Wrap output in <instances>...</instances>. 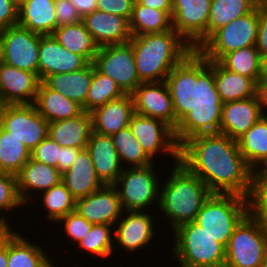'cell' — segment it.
I'll list each match as a JSON object with an SVG mask.
<instances>
[{"mask_svg": "<svg viewBox=\"0 0 267 267\" xmlns=\"http://www.w3.org/2000/svg\"><path fill=\"white\" fill-rule=\"evenodd\" d=\"M93 131L92 115L83 111L73 118L49 123L48 136L61 147L86 149Z\"/></svg>", "mask_w": 267, "mask_h": 267, "instance_id": "cell-26", "label": "cell"}, {"mask_svg": "<svg viewBox=\"0 0 267 267\" xmlns=\"http://www.w3.org/2000/svg\"><path fill=\"white\" fill-rule=\"evenodd\" d=\"M248 213V198L211 193L197 213L195 222L226 248L234 228Z\"/></svg>", "mask_w": 267, "mask_h": 267, "instance_id": "cell-6", "label": "cell"}, {"mask_svg": "<svg viewBox=\"0 0 267 267\" xmlns=\"http://www.w3.org/2000/svg\"><path fill=\"white\" fill-rule=\"evenodd\" d=\"M155 167L154 163L145 167H124L113 184L123 211H147L154 203L158 209L161 185L158 176L161 174H156L158 170Z\"/></svg>", "mask_w": 267, "mask_h": 267, "instance_id": "cell-8", "label": "cell"}, {"mask_svg": "<svg viewBox=\"0 0 267 267\" xmlns=\"http://www.w3.org/2000/svg\"><path fill=\"white\" fill-rule=\"evenodd\" d=\"M8 262V233L0 242V267H7Z\"/></svg>", "mask_w": 267, "mask_h": 267, "instance_id": "cell-54", "label": "cell"}, {"mask_svg": "<svg viewBox=\"0 0 267 267\" xmlns=\"http://www.w3.org/2000/svg\"><path fill=\"white\" fill-rule=\"evenodd\" d=\"M261 267H267V251H266L265 258H264V260L262 262Z\"/></svg>", "mask_w": 267, "mask_h": 267, "instance_id": "cell-60", "label": "cell"}, {"mask_svg": "<svg viewBox=\"0 0 267 267\" xmlns=\"http://www.w3.org/2000/svg\"><path fill=\"white\" fill-rule=\"evenodd\" d=\"M176 117L175 139L180 146L200 134L220 133L223 102L214 78V60L193 50L167 75Z\"/></svg>", "mask_w": 267, "mask_h": 267, "instance_id": "cell-1", "label": "cell"}, {"mask_svg": "<svg viewBox=\"0 0 267 267\" xmlns=\"http://www.w3.org/2000/svg\"><path fill=\"white\" fill-rule=\"evenodd\" d=\"M125 95L116 82L109 76L100 73L93 64V77L85 102V111L92 112L95 108Z\"/></svg>", "mask_w": 267, "mask_h": 267, "instance_id": "cell-41", "label": "cell"}, {"mask_svg": "<svg viewBox=\"0 0 267 267\" xmlns=\"http://www.w3.org/2000/svg\"><path fill=\"white\" fill-rule=\"evenodd\" d=\"M39 83L35 73L0 63V101L3 104H33Z\"/></svg>", "mask_w": 267, "mask_h": 267, "instance_id": "cell-19", "label": "cell"}, {"mask_svg": "<svg viewBox=\"0 0 267 267\" xmlns=\"http://www.w3.org/2000/svg\"><path fill=\"white\" fill-rule=\"evenodd\" d=\"M25 206L19 198L17 192L16 175L0 171V216L10 225L9 217L3 216L8 211ZM7 212V213H6Z\"/></svg>", "mask_w": 267, "mask_h": 267, "instance_id": "cell-43", "label": "cell"}, {"mask_svg": "<svg viewBox=\"0 0 267 267\" xmlns=\"http://www.w3.org/2000/svg\"><path fill=\"white\" fill-rule=\"evenodd\" d=\"M261 78L267 79V55L262 57V74Z\"/></svg>", "mask_w": 267, "mask_h": 267, "instance_id": "cell-56", "label": "cell"}, {"mask_svg": "<svg viewBox=\"0 0 267 267\" xmlns=\"http://www.w3.org/2000/svg\"><path fill=\"white\" fill-rule=\"evenodd\" d=\"M88 64L89 62L83 56L69 52L52 35H41L38 65L40 81L51 74L81 70Z\"/></svg>", "mask_w": 267, "mask_h": 267, "instance_id": "cell-18", "label": "cell"}, {"mask_svg": "<svg viewBox=\"0 0 267 267\" xmlns=\"http://www.w3.org/2000/svg\"><path fill=\"white\" fill-rule=\"evenodd\" d=\"M82 21L99 47L127 43L132 37L129 21L122 16L95 10Z\"/></svg>", "mask_w": 267, "mask_h": 267, "instance_id": "cell-21", "label": "cell"}, {"mask_svg": "<svg viewBox=\"0 0 267 267\" xmlns=\"http://www.w3.org/2000/svg\"><path fill=\"white\" fill-rule=\"evenodd\" d=\"M211 0H172V28L197 50L207 40Z\"/></svg>", "mask_w": 267, "mask_h": 267, "instance_id": "cell-12", "label": "cell"}, {"mask_svg": "<svg viewBox=\"0 0 267 267\" xmlns=\"http://www.w3.org/2000/svg\"><path fill=\"white\" fill-rule=\"evenodd\" d=\"M113 230L114 226L111 225L93 224L88 234L78 242L76 247L79 246L77 248L85 251L86 254L90 253L94 257L106 260L111 255H115L113 250L117 247L114 245Z\"/></svg>", "mask_w": 267, "mask_h": 267, "instance_id": "cell-40", "label": "cell"}, {"mask_svg": "<svg viewBox=\"0 0 267 267\" xmlns=\"http://www.w3.org/2000/svg\"><path fill=\"white\" fill-rule=\"evenodd\" d=\"M93 77V62L81 70L51 74L42 82L50 89L77 102L85 111V102Z\"/></svg>", "mask_w": 267, "mask_h": 267, "instance_id": "cell-28", "label": "cell"}, {"mask_svg": "<svg viewBox=\"0 0 267 267\" xmlns=\"http://www.w3.org/2000/svg\"><path fill=\"white\" fill-rule=\"evenodd\" d=\"M256 6L255 0H211L207 39L217 29L250 13Z\"/></svg>", "mask_w": 267, "mask_h": 267, "instance_id": "cell-35", "label": "cell"}, {"mask_svg": "<svg viewBox=\"0 0 267 267\" xmlns=\"http://www.w3.org/2000/svg\"><path fill=\"white\" fill-rule=\"evenodd\" d=\"M167 181L160 185V214L168 219L171 230L180 225L195 221L204 201L211 192L206 184L196 175L189 172L180 162L172 167Z\"/></svg>", "mask_w": 267, "mask_h": 267, "instance_id": "cell-4", "label": "cell"}, {"mask_svg": "<svg viewBox=\"0 0 267 267\" xmlns=\"http://www.w3.org/2000/svg\"><path fill=\"white\" fill-rule=\"evenodd\" d=\"M31 151L11 133L0 129V171L16 175L28 162Z\"/></svg>", "mask_w": 267, "mask_h": 267, "instance_id": "cell-37", "label": "cell"}, {"mask_svg": "<svg viewBox=\"0 0 267 267\" xmlns=\"http://www.w3.org/2000/svg\"><path fill=\"white\" fill-rule=\"evenodd\" d=\"M17 1V3L19 4L20 2H22V1H24V0H16Z\"/></svg>", "mask_w": 267, "mask_h": 267, "instance_id": "cell-63", "label": "cell"}, {"mask_svg": "<svg viewBox=\"0 0 267 267\" xmlns=\"http://www.w3.org/2000/svg\"><path fill=\"white\" fill-rule=\"evenodd\" d=\"M38 194L42 199V209L46 212L44 219L52 222H57L61 217L75 211L76 199L62 181L51 187L49 190Z\"/></svg>", "mask_w": 267, "mask_h": 267, "instance_id": "cell-39", "label": "cell"}, {"mask_svg": "<svg viewBox=\"0 0 267 267\" xmlns=\"http://www.w3.org/2000/svg\"><path fill=\"white\" fill-rule=\"evenodd\" d=\"M1 34L3 38V62L38 76L41 35L18 24L1 30Z\"/></svg>", "mask_w": 267, "mask_h": 267, "instance_id": "cell-14", "label": "cell"}, {"mask_svg": "<svg viewBox=\"0 0 267 267\" xmlns=\"http://www.w3.org/2000/svg\"><path fill=\"white\" fill-rule=\"evenodd\" d=\"M18 228L8 232V262L7 267H49L54 261L43 249L42 244H36L19 234ZM36 245H35V244ZM47 253V254H46Z\"/></svg>", "mask_w": 267, "mask_h": 267, "instance_id": "cell-29", "label": "cell"}, {"mask_svg": "<svg viewBox=\"0 0 267 267\" xmlns=\"http://www.w3.org/2000/svg\"><path fill=\"white\" fill-rule=\"evenodd\" d=\"M140 5L166 11L172 17V0H136Z\"/></svg>", "mask_w": 267, "mask_h": 267, "instance_id": "cell-52", "label": "cell"}, {"mask_svg": "<svg viewBox=\"0 0 267 267\" xmlns=\"http://www.w3.org/2000/svg\"><path fill=\"white\" fill-rule=\"evenodd\" d=\"M18 25L40 35H52L58 27L55 0H24L18 7Z\"/></svg>", "mask_w": 267, "mask_h": 267, "instance_id": "cell-27", "label": "cell"}, {"mask_svg": "<svg viewBox=\"0 0 267 267\" xmlns=\"http://www.w3.org/2000/svg\"><path fill=\"white\" fill-rule=\"evenodd\" d=\"M111 138L122 166L124 163L126 168L145 167L153 164L154 161L146 155L141 144L135 135L132 134L129 126L114 133L111 135Z\"/></svg>", "mask_w": 267, "mask_h": 267, "instance_id": "cell-38", "label": "cell"}, {"mask_svg": "<svg viewBox=\"0 0 267 267\" xmlns=\"http://www.w3.org/2000/svg\"><path fill=\"white\" fill-rule=\"evenodd\" d=\"M93 64L100 73L112 78L125 94H131L142 83L130 41L99 47Z\"/></svg>", "mask_w": 267, "mask_h": 267, "instance_id": "cell-10", "label": "cell"}, {"mask_svg": "<svg viewBox=\"0 0 267 267\" xmlns=\"http://www.w3.org/2000/svg\"><path fill=\"white\" fill-rule=\"evenodd\" d=\"M248 207L249 214L267 221V171L261 168L252 170Z\"/></svg>", "mask_w": 267, "mask_h": 267, "instance_id": "cell-42", "label": "cell"}, {"mask_svg": "<svg viewBox=\"0 0 267 267\" xmlns=\"http://www.w3.org/2000/svg\"><path fill=\"white\" fill-rule=\"evenodd\" d=\"M129 128L152 161L163 152L173 159L174 164L179 162V145L175 139L174 129L166 122L134 113Z\"/></svg>", "mask_w": 267, "mask_h": 267, "instance_id": "cell-11", "label": "cell"}, {"mask_svg": "<svg viewBox=\"0 0 267 267\" xmlns=\"http://www.w3.org/2000/svg\"><path fill=\"white\" fill-rule=\"evenodd\" d=\"M255 96L263 114L267 115V79L261 78L256 83Z\"/></svg>", "mask_w": 267, "mask_h": 267, "instance_id": "cell-51", "label": "cell"}, {"mask_svg": "<svg viewBox=\"0 0 267 267\" xmlns=\"http://www.w3.org/2000/svg\"><path fill=\"white\" fill-rule=\"evenodd\" d=\"M49 267H57V264L56 265H54V263L51 265V266H49ZM76 267H79V266H76Z\"/></svg>", "mask_w": 267, "mask_h": 267, "instance_id": "cell-62", "label": "cell"}, {"mask_svg": "<svg viewBox=\"0 0 267 267\" xmlns=\"http://www.w3.org/2000/svg\"><path fill=\"white\" fill-rule=\"evenodd\" d=\"M61 181L76 200L104 186L86 149L81 150L71 167L62 173Z\"/></svg>", "mask_w": 267, "mask_h": 267, "instance_id": "cell-25", "label": "cell"}, {"mask_svg": "<svg viewBox=\"0 0 267 267\" xmlns=\"http://www.w3.org/2000/svg\"><path fill=\"white\" fill-rule=\"evenodd\" d=\"M264 116L256 96L223 103L220 133L237 140Z\"/></svg>", "mask_w": 267, "mask_h": 267, "instance_id": "cell-20", "label": "cell"}, {"mask_svg": "<svg viewBox=\"0 0 267 267\" xmlns=\"http://www.w3.org/2000/svg\"><path fill=\"white\" fill-rule=\"evenodd\" d=\"M258 5L248 14L217 29L197 50L207 59L219 61L225 54L256 46Z\"/></svg>", "mask_w": 267, "mask_h": 267, "instance_id": "cell-9", "label": "cell"}, {"mask_svg": "<svg viewBox=\"0 0 267 267\" xmlns=\"http://www.w3.org/2000/svg\"><path fill=\"white\" fill-rule=\"evenodd\" d=\"M57 223L58 225L60 223L63 224V230H65V234L68 236L67 238H71L74 243L77 242L76 244L88 234L93 225L83 218L76 210L61 217Z\"/></svg>", "mask_w": 267, "mask_h": 267, "instance_id": "cell-44", "label": "cell"}, {"mask_svg": "<svg viewBox=\"0 0 267 267\" xmlns=\"http://www.w3.org/2000/svg\"><path fill=\"white\" fill-rule=\"evenodd\" d=\"M172 233L170 251L180 267L225 266V247L195 221L180 225Z\"/></svg>", "mask_w": 267, "mask_h": 267, "instance_id": "cell-5", "label": "cell"}, {"mask_svg": "<svg viewBox=\"0 0 267 267\" xmlns=\"http://www.w3.org/2000/svg\"><path fill=\"white\" fill-rule=\"evenodd\" d=\"M137 74L142 83L165 81L170 71L193 51L175 29L132 36Z\"/></svg>", "mask_w": 267, "mask_h": 267, "instance_id": "cell-3", "label": "cell"}, {"mask_svg": "<svg viewBox=\"0 0 267 267\" xmlns=\"http://www.w3.org/2000/svg\"><path fill=\"white\" fill-rule=\"evenodd\" d=\"M131 95L135 113L160 119L175 130L173 102L165 81L141 83Z\"/></svg>", "mask_w": 267, "mask_h": 267, "instance_id": "cell-16", "label": "cell"}, {"mask_svg": "<svg viewBox=\"0 0 267 267\" xmlns=\"http://www.w3.org/2000/svg\"><path fill=\"white\" fill-rule=\"evenodd\" d=\"M151 213L147 211H123L121 218L114 226V244L119 245V248L126 250L125 253L136 252L143 247H150L155 232L154 228L156 218L153 219ZM116 227V228H115ZM148 245V246H147Z\"/></svg>", "mask_w": 267, "mask_h": 267, "instance_id": "cell-15", "label": "cell"}, {"mask_svg": "<svg viewBox=\"0 0 267 267\" xmlns=\"http://www.w3.org/2000/svg\"><path fill=\"white\" fill-rule=\"evenodd\" d=\"M256 5L267 6V0H255Z\"/></svg>", "mask_w": 267, "mask_h": 267, "instance_id": "cell-59", "label": "cell"}, {"mask_svg": "<svg viewBox=\"0 0 267 267\" xmlns=\"http://www.w3.org/2000/svg\"><path fill=\"white\" fill-rule=\"evenodd\" d=\"M218 62L227 70L251 78L255 83L261 79L262 57L256 46L231 51Z\"/></svg>", "mask_w": 267, "mask_h": 267, "instance_id": "cell-36", "label": "cell"}, {"mask_svg": "<svg viewBox=\"0 0 267 267\" xmlns=\"http://www.w3.org/2000/svg\"><path fill=\"white\" fill-rule=\"evenodd\" d=\"M1 128L21 140L32 151L48 136L49 123L33 104L5 105Z\"/></svg>", "mask_w": 267, "mask_h": 267, "instance_id": "cell-13", "label": "cell"}, {"mask_svg": "<svg viewBox=\"0 0 267 267\" xmlns=\"http://www.w3.org/2000/svg\"><path fill=\"white\" fill-rule=\"evenodd\" d=\"M4 108H5V104H3L0 101V129H1V125H2V114H3Z\"/></svg>", "mask_w": 267, "mask_h": 267, "instance_id": "cell-58", "label": "cell"}, {"mask_svg": "<svg viewBox=\"0 0 267 267\" xmlns=\"http://www.w3.org/2000/svg\"><path fill=\"white\" fill-rule=\"evenodd\" d=\"M83 18L86 14L92 13L97 8V0H70Z\"/></svg>", "mask_w": 267, "mask_h": 267, "instance_id": "cell-53", "label": "cell"}, {"mask_svg": "<svg viewBox=\"0 0 267 267\" xmlns=\"http://www.w3.org/2000/svg\"><path fill=\"white\" fill-rule=\"evenodd\" d=\"M33 105L48 123L73 118L84 111L77 102L48 88L42 81L38 85Z\"/></svg>", "mask_w": 267, "mask_h": 267, "instance_id": "cell-30", "label": "cell"}, {"mask_svg": "<svg viewBox=\"0 0 267 267\" xmlns=\"http://www.w3.org/2000/svg\"><path fill=\"white\" fill-rule=\"evenodd\" d=\"M214 78L223 103L255 96L256 83L246 76L234 73L214 61Z\"/></svg>", "mask_w": 267, "mask_h": 267, "instance_id": "cell-33", "label": "cell"}, {"mask_svg": "<svg viewBox=\"0 0 267 267\" xmlns=\"http://www.w3.org/2000/svg\"><path fill=\"white\" fill-rule=\"evenodd\" d=\"M256 48L261 57L267 55V6L258 5V35Z\"/></svg>", "mask_w": 267, "mask_h": 267, "instance_id": "cell-49", "label": "cell"}, {"mask_svg": "<svg viewBox=\"0 0 267 267\" xmlns=\"http://www.w3.org/2000/svg\"><path fill=\"white\" fill-rule=\"evenodd\" d=\"M61 177L62 173L56 167L30 158L16 174L17 192L20 200L26 207L31 204L32 199H35L32 198L34 197L32 196L33 193L37 194L49 190L61 181Z\"/></svg>", "mask_w": 267, "mask_h": 267, "instance_id": "cell-22", "label": "cell"}, {"mask_svg": "<svg viewBox=\"0 0 267 267\" xmlns=\"http://www.w3.org/2000/svg\"><path fill=\"white\" fill-rule=\"evenodd\" d=\"M237 143L247 165L252 170L261 168L267 162V115L240 136Z\"/></svg>", "mask_w": 267, "mask_h": 267, "instance_id": "cell-31", "label": "cell"}, {"mask_svg": "<svg viewBox=\"0 0 267 267\" xmlns=\"http://www.w3.org/2000/svg\"><path fill=\"white\" fill-rule=\"evenodd\" d=\"M3 62V38L0 30V63Z\"/></svg>", "mask_w": 267, "mask_h": 267, "instance_id": "cell-57", "label": "cell"}, {"mask_svg": "<svg viewBox=\"0 0 267 267\" xmlns=\"http://www.w3.org/2000/svg\"><path fill=\"white\" fill-rule=\"evenodd\" d=\"M61 146L51 137L47 136L32 151L30 158L57 168L60 162Z\"/></svg>", "mask_w": 267, "mask_h": 267, "instance_id": "cell-45", "label": "cell"}, {"mask_svg": "<svg viewBox=\"0 0 267 267\" xmlns=\"http://www.w3.org/2000/svg\"><path fill=\"white\" fill-rule=\"evenodd\" d=\"M267 251V221L247 214L225 248L224 267H261Z\"/></svg>", "mask_w": 267, "mask_h": 267, "instance_id": "cell-7", "label": "cell"}, {"mask_svg": "<svg viewBox=\"0 0 267 267\" xmlns=\"http://www.w3.org/2000/svg\"><path fill=\"white\" fill-rule=\"evenodd\" d=\"M52 36L69 52L83 56L89 63L94 61L99 46L86 30L83 21L57 27Z\"/></svg>", "mask_w": 267, "mask_h": 267, "instance_id": "cell-32", "label": "cell"}, {"mask_svg": "<svg viewBox=\"0 0 267 267\" xmlns=\"http://www.w3.org/2000/svg\"><path fill=\"white\" fill-rule=\"evenodd\" d=\"M135 0H97L96 10L122 16L130 21Z\"/></svg>", "mask_w": 267, "mask_h": 267, "instance_id": "cell-47", "label": "cell"}, {"mask_svg": "<svg viewBox=\"0 0 267 267\" xmlns=\"http://www.w3.org/2000/svg\"><path fill=\"white\" fill-rule=\"evenodd\" d=\"M75 210L92 224L111 226H115L123 214L117 189L113 185H104L94 193L77 199Z\"/></svg>", "mask_w": 267, "mask_h": 267, "instance_id": "cell-17", "label": "cell"}, {"mask_svg": "<svg viewBox=\"0 0 267 267\" xmlns=\"http://www.w3.org/2000/svg\"><path fill=\"white\" fill-rule=\"evenodd\" d=\"M98 178L104 185H113L125 166H122L111 136L92 131L86 146Z\"/></svg>", "mask_w": 267, "mask_h": 267, "instance_id": "cell-23", "label": "cell"}, {"mask_svg": "<svg viewBox=\"0 0 267 267\" xmlns=\"http://www.w3.org/2000/svg\"><path fill=\"white\" fill-rule=\"evenodd\" d=\"M11 227L1 216H0V238H3L11 229Z\"/></svg>", "mask_w": 267, "mask_h": 267, "instance_id": "cell-55", "label": "cell"}, {"mask_svg": "<svg viewBox=\"0 0 267 267\" xmlns=\"http://www.w3.org/2000/svg\"><path fill=\"white\" fill-rule=\"evenodd\" d=\"M18 7L16 0H0V30L17 25Z\"/></svg>", "mask_w": 267, "mask_h": 267, "instance_id": "cell-48", "label": "cell"}, {"mask_svg": "<svg viewBox=\"0 0 267 267\" xmlns=\"http://www.w3.org/2000/svg\"><path fill=\"white\" fill-rule=\"evenodd\" d=\"M55 14L58 27L82 21L81 15L70 0H55Z\"/></svg>", "mask_w": 267, "mask_h": 267, "instance_id": "cell-46", "label": "cell"}, {"mask_svg": "<svg viewBox=\"0 0 267 267\" xmlns=\"http://www.w3.org/2000/svg\"><path fill=\"white\" fill-rule=\"evenodd\" d=\"M179 162L198 176L211 193L248 198L252 169L244 160L237 140L227 135L200 134L179 146Z\"/></svg>", "mask_w": 267, "mask_h": 267, "instance_id": "cell-2", "label": "cell"}, {"mask_svg": "<svg viewBox=\"0 0 267 267\" xmlns=\"http://www.w3.org/2000/svg\"><path fill=\"white\" fill-rule=\"evenodd\" d=\"M90 113L93 131L101 135L111 136L129 126L131 117L135 113L133 97L131 94H125L95 108Z\"/></svg>", "mask_w": 267, "mask_h": 267, "instance_id": "cell-24", "label": "cell"}, {"mask_svg": "<svg viewBox=\"0 0 267 267\" xmlns=\"http://www.w3.org/2000/svg\"><path fill=\"white\" fill-rule=\"evenodd\" d=\"M129 28L132 36L162 33L172 29V17L166 11L140 5L135 0Z\"/></svg>", "mask_w": 267, "mask_h": 267, "instance_id": "cell-34", "label": "cell"}, {"mask_svg": "<svg viewBox=\"0 0 267 267\" xmlns=\"http://www.w3.org/2000/svg\"><path fill=\"white\" fill-rule=\"evenodd\" d=\"M81 150V148L75 147H61L60 162L57 164V169L61 173L69 169Z\"/></svg>", "mask_w": 267, "mask_h": 267, "instance_id": "cell-50", "label": "cell"}, {"mask_svg": "<svg viewBox=\"0 0 267 267\" xmlns=\"http://www.w3.org/2000/svg\"><path fill=\"white\" fill-rule=\"evenodd\" d=\"M263 171H267V162L261 167Z\"/></svg>", "mask_w": 267, "mask_h": 267, "instance_id": "cell-61", "label": "cell"}]
</instances>
